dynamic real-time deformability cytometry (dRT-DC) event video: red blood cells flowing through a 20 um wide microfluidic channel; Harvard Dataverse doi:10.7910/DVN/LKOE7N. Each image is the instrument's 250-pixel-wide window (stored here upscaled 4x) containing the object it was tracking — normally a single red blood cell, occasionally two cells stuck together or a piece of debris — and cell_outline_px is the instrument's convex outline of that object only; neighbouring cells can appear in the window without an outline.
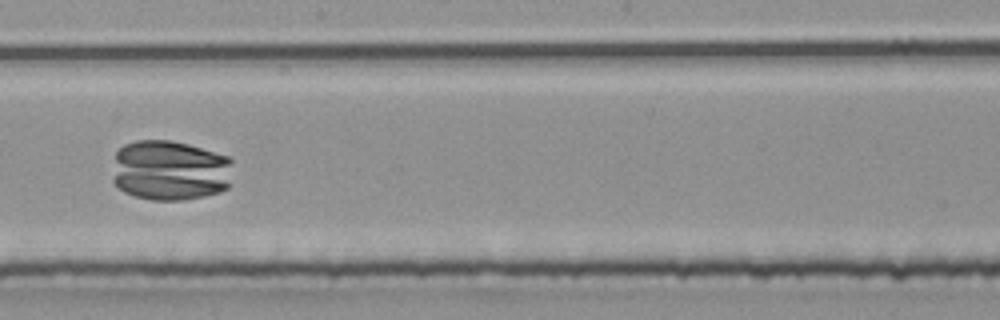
{"species": "common noctule bat (a hibernating species)", "species_latin": "Nyctalus noctula", "temperature_condition": "room temperature", "stored_images_in_passage": 52, "camera_frame_rate_fps": 3000, "um_per_image_px": 0.085, "animal": {"sex": "male", "body_mass_g": 20.4}, "frame": {"image": 1, "passage_image": 30, "time_ms": 9.667, "image_size_px": [1000, 320], "cell_outline_px": [[232, 160], [228, 188], [220, 192], [204, 196], [184, 200], [152, 200], [136, 196], [124, 192], [112, 180], [116, 152], [124, 144], [136, 140], [168, 140], [188, 144], [228, 156]], "centroid_in_image_um": [14.45, 14.48], "position_along_channel_um": 233.8, "area_um2": 42.66}}